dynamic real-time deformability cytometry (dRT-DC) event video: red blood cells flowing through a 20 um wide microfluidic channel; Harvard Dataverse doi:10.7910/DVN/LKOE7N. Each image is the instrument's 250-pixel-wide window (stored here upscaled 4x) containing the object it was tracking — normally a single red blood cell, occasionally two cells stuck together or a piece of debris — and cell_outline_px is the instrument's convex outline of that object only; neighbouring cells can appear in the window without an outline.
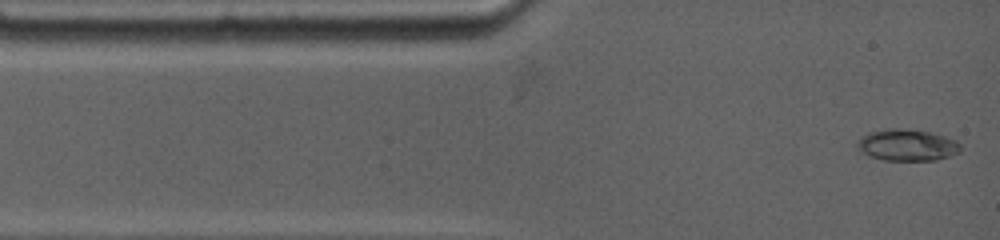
{"species": "common noctule bat (a hibernating species)", "species_latin": "Nyctalus noctula", "temperature_condition": "warm", "stored_images_in_passage": 65, "camera_frame_rate_fps": 4500, "um_per_image_px": 0.085, "animal": {"sex": "female", "body_mass_g": 19.0, "forearm_length_mm": 53.3}, "frame": {"image": 1, "passage_image": 1, "time_ms": 0.0, "image_size_px": [1000, 240], "cell_outline_px": [[960, 152], [936, 160], [884, 160], [868, 156], [856, 148], [856, 144], [860, 136], [868, 132], [888, 128], [900, 128], [928, 132], [944, 136], [956, 140], [960, 144]], "centroid_in_image_um": [77.05, 12.33], "position_along_channel_um": 7.9, "area_um2": 19.07}}
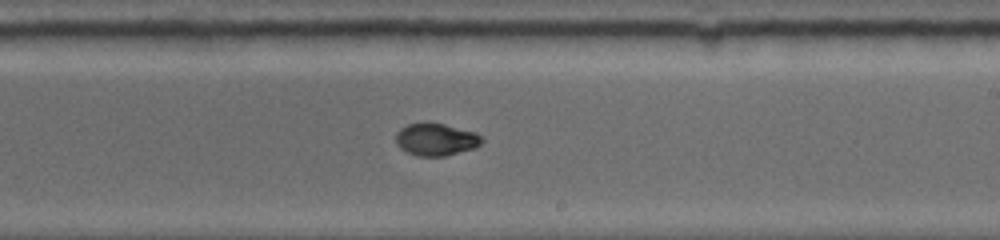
{"frame": {"image": 2, "passage_image": 30, "time_ms": 7.556, "image_size_px": [1000, 240], "cell_outline_px": [[484, 140], [476, 148], [444, 156], [416, 156], [400, 148], [396, 144], [396, 132], [400, 128], [408, 124], [444, 124], [476, 132]], "centroid_in_image_um": [37.07, 11.87], "position_along_channel_um": 251.9, "area_um2": 16.07}}
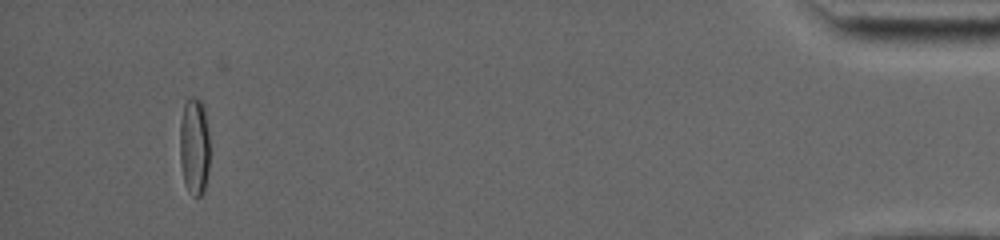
{"frame": {"image": 3, "passage_image": 57, "time_ms": 14.889, "image_size_px": [1000, 240], "cell_outline_px": [[208, 172], [204, 192], [200, 196], [192, 196], [188, 192], [184, 180], [180, 160], [180, 120], [184, 104], [188, 96], [196, 96], [200, 100], [204, 108], [208, 132]], "centroid_in_image_um": [16.5, 12.41], "position_along_channel_um": 418.7, "area_um2": 17.11}, "authors_computed_cell_mechanics": {"area_um2": 16.8198, "velocity_mm_per_s": 3.767, "shape_relaxation_time_tau1_ms": 6.2341, "shape_relaxation_time_tau2_ms": null, "deformation_change_tau1": 0.2466, "deformation_change_tau2": null}}